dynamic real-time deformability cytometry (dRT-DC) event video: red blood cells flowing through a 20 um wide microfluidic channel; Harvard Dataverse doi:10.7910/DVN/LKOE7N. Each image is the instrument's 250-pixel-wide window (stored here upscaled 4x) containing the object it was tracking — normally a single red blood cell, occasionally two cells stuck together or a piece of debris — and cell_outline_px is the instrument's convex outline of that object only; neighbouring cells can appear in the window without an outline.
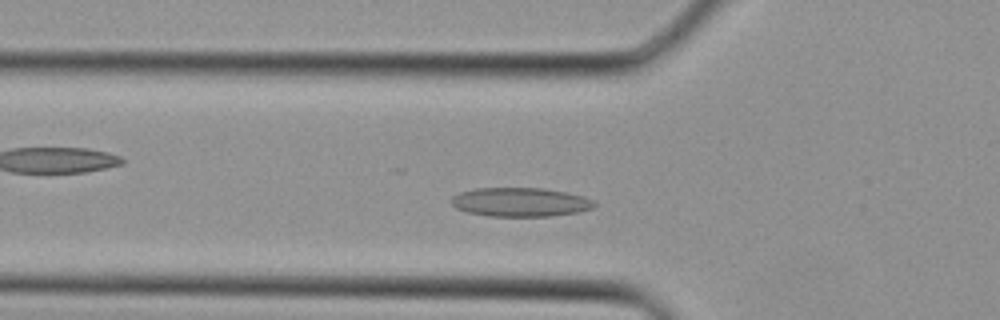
{"species": "Egyptian fruit bat (a non-hibernating species)", "species_latin": "Rousettus aegyptiacus", "temperature_condition": "cold", "stored_images_in_passage": 29, "camera_frame_rate_fps": 3000, "um_per_image_px": 0.085, "animal": {"sex": "female"}, "frame": {"image": 1, "passage_image": 6, "time_ms": 1.667, "image_size_px": [1000, 320], "cell_outline_px": [[596, 204], [592, 208], [580, 212], [552, 216], [488, 216], [468, 212], [456, 208], [452, 204], [452, 196], [460, 192], [476, 188], [544, 188], [584, 196], [596, 200]], "centroid_in_image_um": [44.26, 17.18], "position_along_channel_um": 81.5, "area_um2": 24.22}}
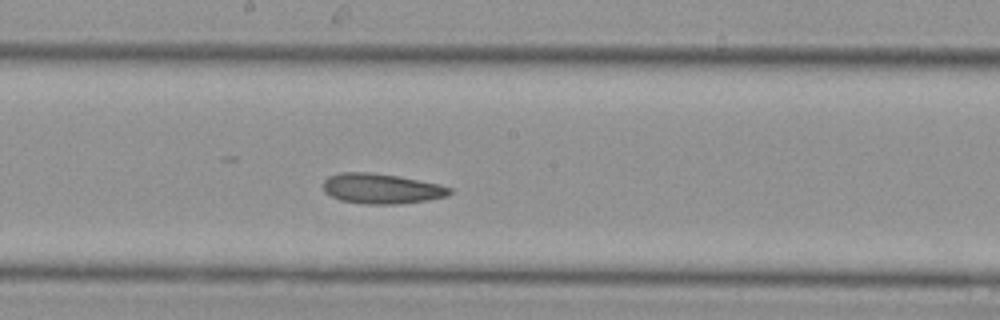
{"frame": {"image": 2, "passage_image": 13, "time_ms": 4.0, "image_size_px": [1000, 320], "cell_outline_px": [[452, 192], [448, 196], [428, 200], [396, 204], [368, 204], [340, 200], [324, 192], [324, 180], [328, 176], [340, 172], [368, 172], [396, 176], [440, 184], [452, 188]], "centroid_in_image_um": [32.43, 16.03], "position_along_channel_um": 215.8, "area_um2": 22.14}}
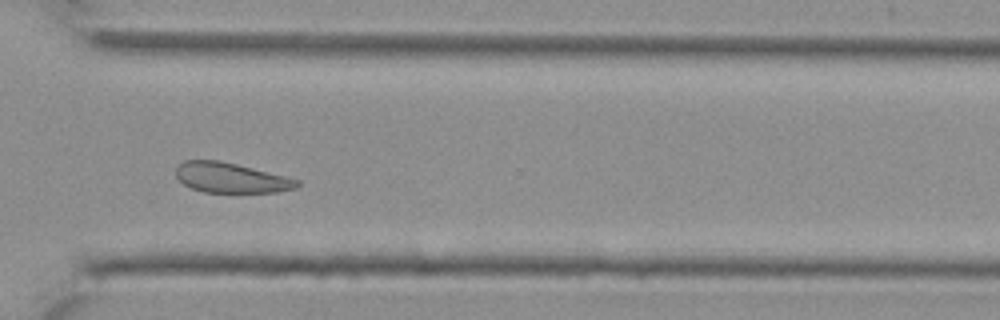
{"frame": {"image": 3, "passage_image": 20, "time_ms": 6.333, "image_size_px": [1000, 320], "cell_outline_px": [[300, 184], [296, 188], [276, 192], [204, 192], [192, 188], [184, 184], [176, 176], [176, 168], [184, 160], [216, 160], [236, 164], [300, 180]], "centroid_in_image_um": [19.62, 15.11], "position_along_channel_um": 351.0, "area_um2": 20.92}}